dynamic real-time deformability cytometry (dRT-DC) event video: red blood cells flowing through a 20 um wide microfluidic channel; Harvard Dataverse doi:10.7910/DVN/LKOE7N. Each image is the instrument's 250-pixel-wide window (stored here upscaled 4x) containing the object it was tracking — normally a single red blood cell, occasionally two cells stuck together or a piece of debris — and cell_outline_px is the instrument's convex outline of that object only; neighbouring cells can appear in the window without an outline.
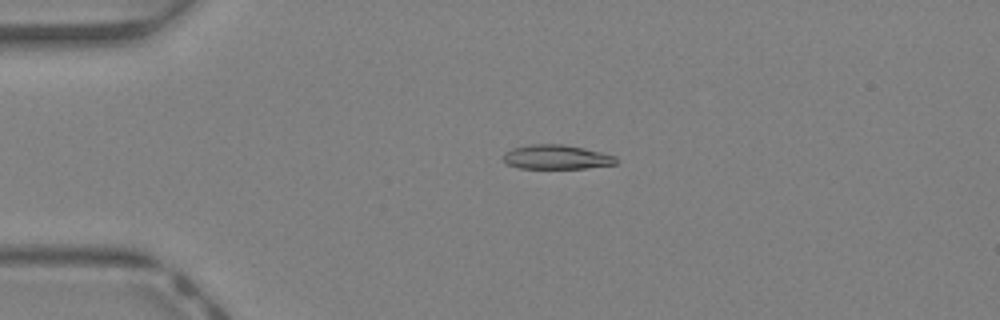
{"species": "Egyptian fruit bat (a non-hibernating species)", "species_latin": "Rousettus aegyptiacus", "temperature_condition": "warm", "stored_images_in_passage": 42, "camera_frame_rate_fps": 3000, "um_per_image_px": 0.085, "animal": {"sex": "female"}, "frame": {"image": 1, "passage_image": 9, "time_ms": 2.667, "image_size_px": [1000, 320], "cell_outline_px": [[620, 160], [616, 164], [584, 168], [520, 168], [508, 164], [504, 160], [504, 152], [512, 148], [528, 144], [564, 144], [584, 148], [616, 156]], "centroid_in_image_um": [47.32, 13.34], "position_along_channel_um": 37.7, "area_um2": 16.01}}
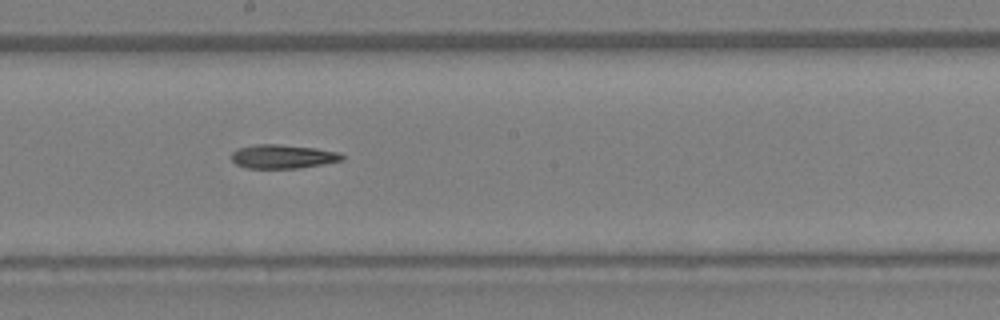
{"frame": {"image": 2, "passage_image": 23, "time_ms": 7.333, "image_size_px": [1000, 320], "cell_outline_px": [[344, 160], [324, 164], [300, 168], [248, 168], [236, 164], [232, 160], [232, 152], [236, 148], [256, 144], [276, 144], [316, 148], [340, 152], [344, 156]], "centroid_in_image_um": [24.06, 13.3], "position_along_channel_um": 224.1, "area_um2": 15.49}}
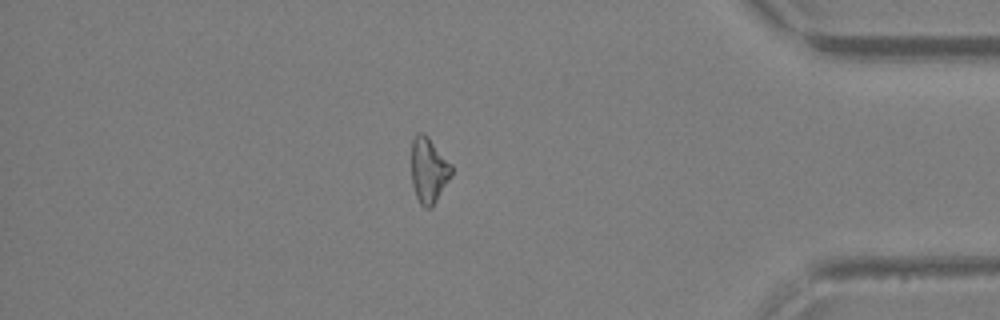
{"frame": {"image": 3, "passage_image": 36, "time_ms": 11.667, "image_size_px": [1000, 320], "cell_outline_px": [[452, 176], [432, 208], [424, 208], [420, 204], [416, 196], [412, 184], [412, 140], [420, 132], [428, 136], [452, 164]], "centroid_in_image_um": [36.46, 14.5], "position_along_channel_um": 398.7, "area_um2": 15.37}}